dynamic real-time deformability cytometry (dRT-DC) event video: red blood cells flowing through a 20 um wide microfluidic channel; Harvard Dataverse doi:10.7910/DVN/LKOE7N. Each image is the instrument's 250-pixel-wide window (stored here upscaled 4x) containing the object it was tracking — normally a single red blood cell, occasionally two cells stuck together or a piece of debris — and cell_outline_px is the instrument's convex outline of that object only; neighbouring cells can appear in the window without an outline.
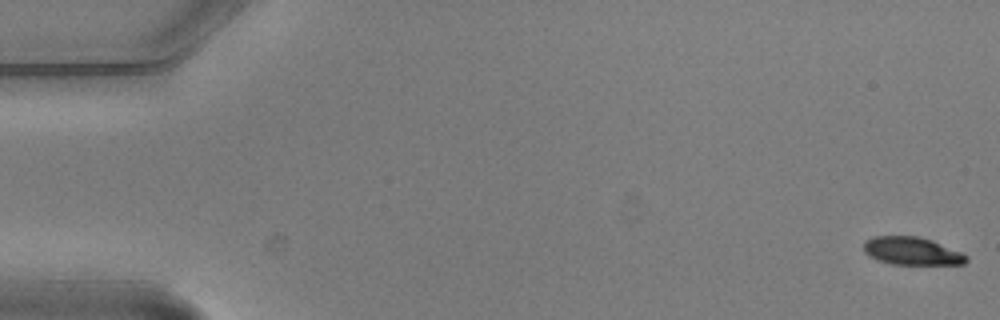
{"species": "common noctule bat (a hibernating species)", "species_latin": "Nyctalus noctula", "temperature_condition": "warm", "stored_images_in_passage": 4, "camera_frame_rate_fps": 3000, "um_per_image_px": 0.085, "animal": {"sex": "male", "body_mass_g": 20.5, "forearm_length_mm": 52.5}, "frame": {"image": 1, "passage_image": 1, "time_ms": 0.0, "image_size_px": [1000, 320], "cell_outline_px": [[968, 260], [964, 264], [892, 264], [876, 260], [868, 256], [864, 252], [864, 240], [872, 236], [916, 236], [932, 240], [960, 252], [968, 256]], "centroid_in_image_um": [77.46, 21.33], "position_along_channel_um": 7.5, "area_um2": 16.7}}